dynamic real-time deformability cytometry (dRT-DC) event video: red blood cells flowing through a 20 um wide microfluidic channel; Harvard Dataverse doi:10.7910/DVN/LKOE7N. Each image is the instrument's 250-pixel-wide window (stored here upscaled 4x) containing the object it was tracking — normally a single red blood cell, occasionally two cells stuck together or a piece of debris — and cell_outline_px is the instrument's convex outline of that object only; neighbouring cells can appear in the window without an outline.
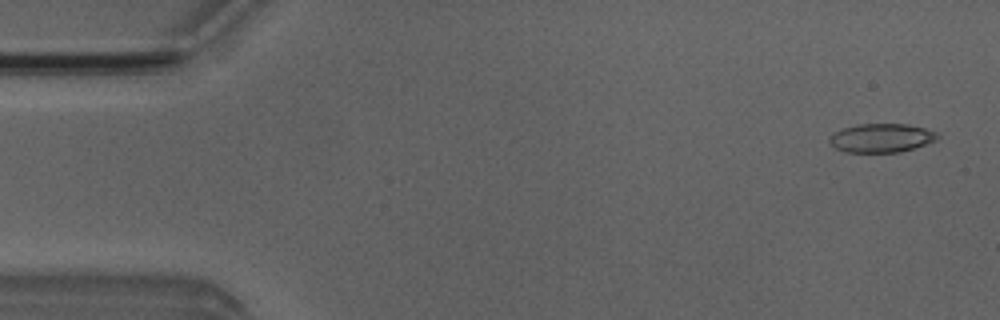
{"species": "Egyptian fruit bat (a non-hibernating species)", "species_latin": "Rousettus aegyptiacus", "temperature_condition": "room temperature", "stored_images_in_passage": 6, "camera_frame_rate_fps": 3000, "um_per_image_px": 0.085, "animal": {"sex": "male"}, "frame": {"image": 1, "passage_image": 1, "time_ms": 0.0, "image_size_px": [1000, 320], "cell_outline_px": [[940, 136], [936, 140], [900, 152], [844, 152], [828, 144], [828, 136], [832, 132], [856, 124], [908, 124], [940, 132]], "centroid_in_image_um": [74.88, 11.72], "position_along_channel_um": 10.1, "area_um2": 18.32}}